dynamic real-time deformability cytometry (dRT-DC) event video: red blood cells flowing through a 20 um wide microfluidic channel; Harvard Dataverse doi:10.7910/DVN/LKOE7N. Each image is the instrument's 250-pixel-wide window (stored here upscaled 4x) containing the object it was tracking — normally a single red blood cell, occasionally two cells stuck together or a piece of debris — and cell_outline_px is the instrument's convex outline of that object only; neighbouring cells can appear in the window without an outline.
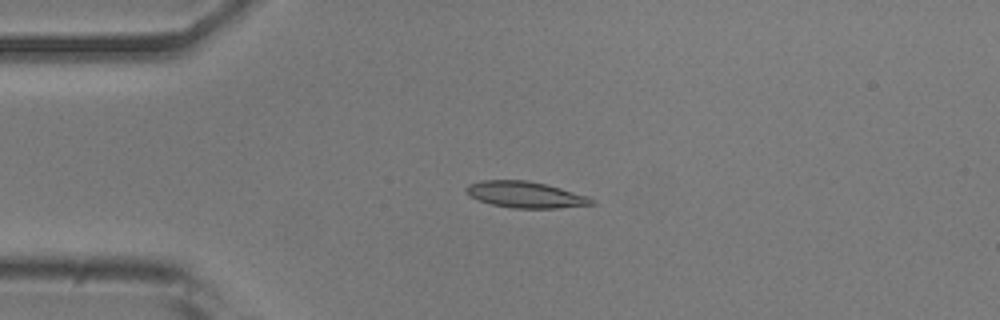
{"species": "common noctule bat (a hibernating species)", "species_latin": "Nyctalus noctula", "temperature_condition": "room temperature", "stored_images_in_passage": 32, "camera_frame_rate_fps": 3000, "um_per_image_px": 0.085, "animal": {"sex": "male", "body_mass_g": 20.5, "forearm_length_mm": 52.5}, "frame": {"image": 1, "passage_image": 4, "time_ms": 1.0, "image_size_px": [1000, 320], "cell_outline_px": [[596, 204], [556, 208], [512, 208], [492, 204], [468, 196], [464, 188], [468, 184], [480, 180], [524, 180], [544, 184], [560, 188], [588, 196], [596, 200]], "centroid_in_image_um": [44.64, 16.54], "position_along_channel_um": 40.4, "area_um2": 19.19}}
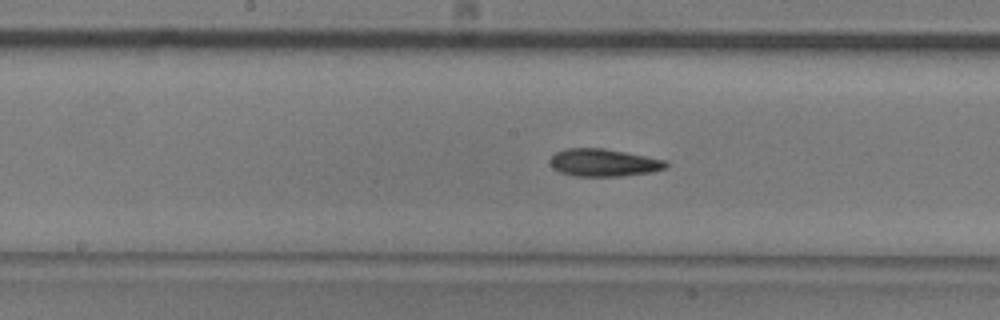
{"frame": {"image": 2, "passage_image": 18, "time_ms": 5.667, "image_size_px": [1000, 320], "cell_outline_px": [[668, 164], [664, 168], [652, 172], [620, 176], [576, 176], [560, 172], [552, 168], [548, 160], [556, 152], [568, 148], [604, 148], [668, 160]], "centroid_in_image_um": [51.3, 13.82], "position_along_channel_um": 196.9, "area_um2": 18.67}}
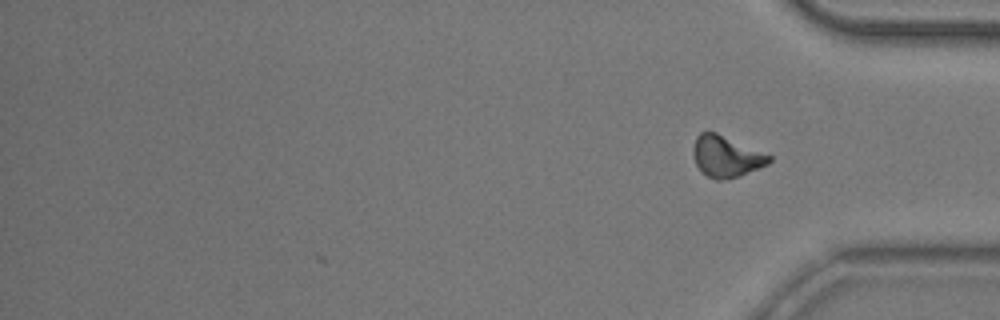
{"frame": {"image": 3, "passage_image": 32, "time_ms": 10.333, "image_size_px": [1000, 320], "cell_outline_px": [[772, 160], [768, 164], [760, 168], [740, 176], [728, 180], [716, 180], [708, 176], [696, 164], [692, 152], [692, 148], [696, 136], [700, 132], [716, 132], [772, 156]], "centroid_in_image_um": [61.73, 13.3], "position_along_channel_um": 373.5, "area_um2": 18.26}, "authors_computed_cell_mechanics": {"area_um2": 18.5538, "velocity_mm_per_s": 3.8525, "shape_relaxation_time_tau1_ms": 4.0875, "shape_relaxation_time_tau2_ms": 6.046, "deformation_change_tau1": 0.1308, "deformation_change_tau2": 0.1227}}